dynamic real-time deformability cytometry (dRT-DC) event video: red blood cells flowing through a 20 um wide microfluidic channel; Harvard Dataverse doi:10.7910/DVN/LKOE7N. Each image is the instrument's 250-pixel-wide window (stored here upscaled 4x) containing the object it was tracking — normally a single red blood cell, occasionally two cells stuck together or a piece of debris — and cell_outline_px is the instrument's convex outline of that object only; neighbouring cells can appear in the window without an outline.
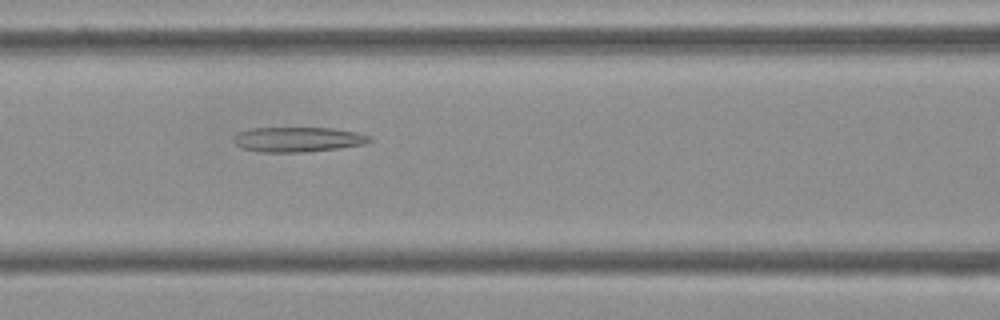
{"species": "Egyptian fruit bat (a non-hibernating species)", "species_latin": "Rousettus aegyptiacus", "temperature_condition": "cold", "stored_images_in_passage": 53, "camera_frame_rate_fps": 3000, "um_per_image_px": 0.085, "frame": {"image": 1, "passage_image": 22, "time_ms": 7.0, "image_size_px": [1000, 320], "cell_outline_px": [[372, 140], [364, 144], [340, 148], [304, 152], [260, 152], [244, 148], [236, 144], [232, 140], [232, 136], [248, 128], [332, 128], [356, 132], [372, 136]], "centroid_in_image_um": [25.32, 11.85], "position_along_channel_um": 141.3, "area_um2": 19.77}}
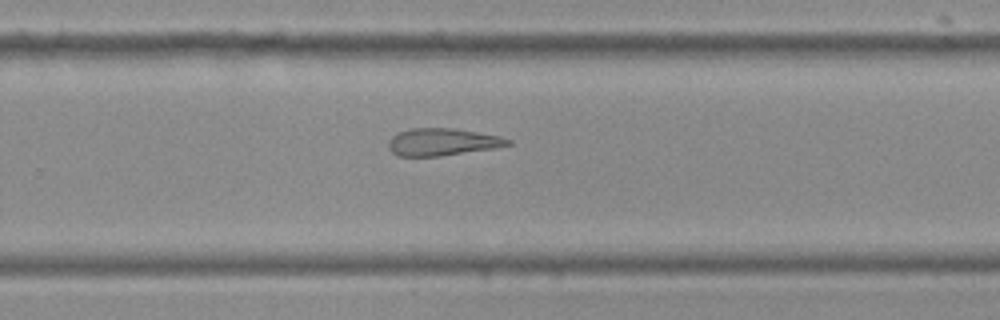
{"frame": {"image": 2, "passage_image": 34, "time_ms": 11.0, "image_size_px": [1000, 320], "cell_outline_px": [[512, 144], [496, 148], [440, 156], [396, 156], [388, 148], [388, 140], [392, 136], [400, 132], [412, 128], [452, 128], [500, 136], [512, 140]], "centroid_in_image_um": [37.6, 12.07], "position_along_channel_um": 292.2, "area_um2": 19.02}}
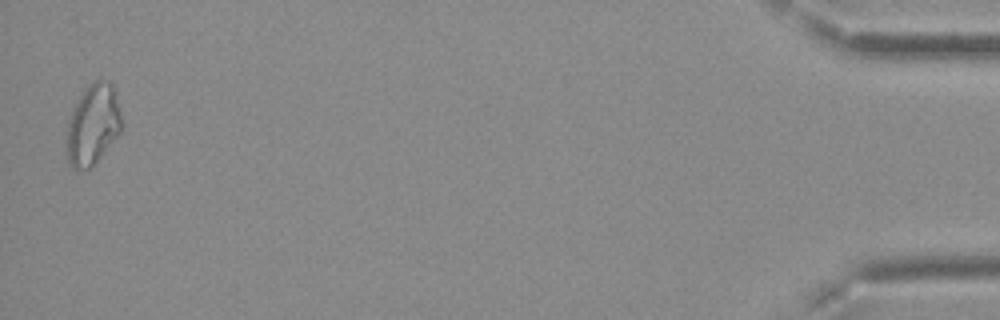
{"frame": {"image": 3, "passage_image": 52, "time_ms": 17.0, "image_size_px": [1000, 320], "cell_outline_px": [[120, 132], [92, 168], [72, 168], [64, 152], [64, 140], [68, 120], [80, 96], [88, 84], [96, 80], [108, 80], [112, 84], [120, 116]], "centroid_in_image_um": [7.83, 10.64], "position_along_channel_um": 427.4, "area_um2": 25.72}, "authors_computed_cell_mechanics": {"area_um2": 23.0622, "velocity_mm_per_s": 3.7731, "shape_relaxation_time_tau1_ms": null, "shape_relaxation_time_tau2_ms": 7.2113, "deformation_change_tau1": null, "deformation_change_tau2": 0.194}}